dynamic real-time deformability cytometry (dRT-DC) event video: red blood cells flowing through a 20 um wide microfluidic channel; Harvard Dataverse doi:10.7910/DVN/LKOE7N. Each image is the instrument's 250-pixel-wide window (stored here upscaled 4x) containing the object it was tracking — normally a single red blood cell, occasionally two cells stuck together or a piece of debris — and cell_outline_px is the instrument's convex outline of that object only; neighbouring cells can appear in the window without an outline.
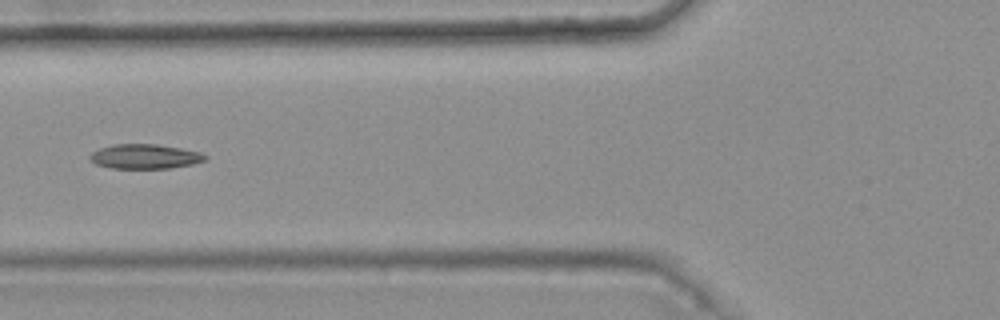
{"species": "common noctule bat (a hibernating species)", "species_latin": "Nyctalus noctula", "temperature_condition": "warm", "stored_images_in_passage": 5, "camera_frame_rate_fps": 3000, "um_per_image_px": 0.085, "animal": {"sex": "female", "body_mass_g": 25.1}, "frame": {"image": 1, "passage_image": 3, "time_ms": 0.667, "image_size_px": [1000, 320], "cell_outline_px": [[208, 156], [204, 160], [192, 164], [172, 168], [112, 168], [96, 164], [88, 160], [88, 156], [92, 152], [100, 148], [112, 144], [156, 144], [180, 148], [200, 152]], "centroid_in_image_um": [12.28, 13.3], "position_along_channel_um": 113.5, "area_um2": 16.53}}
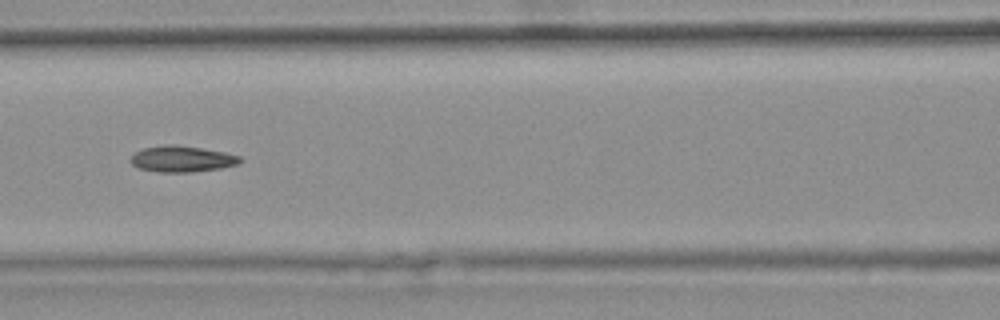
{"frame": {"image": 2, "passage_image": 4, "time_ms": 1.0, "image_size_px": [1000, 320], "cell_outline_px": [[244, 160], [236, 164], [220, 168], [192, 172], [160, 172], [140, 168], [132, 164], [128, 160], [136, 152], [144, 148], [164, 144], [200, 148], [224, 152], [240, 156]], "centroid_in_image_um": [15.46, 13.51], "position_along_channel_um": 151.1, "area_um2": 16.42}}